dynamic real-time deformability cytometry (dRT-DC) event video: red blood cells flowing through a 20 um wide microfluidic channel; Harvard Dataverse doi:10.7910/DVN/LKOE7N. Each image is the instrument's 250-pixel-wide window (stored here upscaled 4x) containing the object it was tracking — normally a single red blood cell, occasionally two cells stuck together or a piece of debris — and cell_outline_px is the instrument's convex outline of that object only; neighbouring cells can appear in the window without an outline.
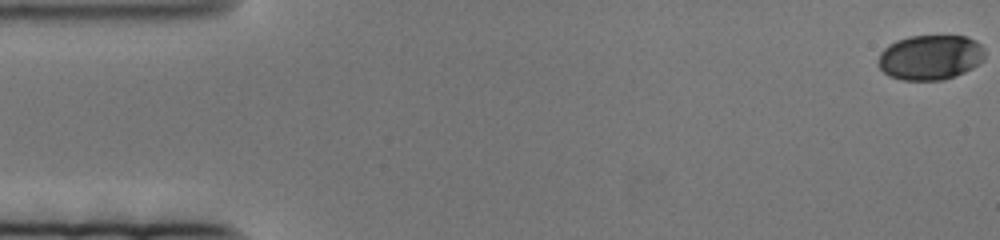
{"species": "human", "species_latin": "Homo sapiens", "temperature_condition": "cold", "stored_images_in_passage": 82, "camera_frame_rate_fps": 3000, "um_per_image_px": 0.085, "donor": {"sex": "female"}, "frame": {"image": 1, "passage_image": 1, "time_ms": 0.0, "image_size_px": [1000, 240], "cell_outline_px": [[984, 60], [972, 68], [956, 76], [944, 80], [900, 80], [888, 76], [880, 68], [880, 52], [888, 44], [896, 40], [908, 36], [968, 36], [976, 40], [984, 48]], "centroid_in_image_um": [79.09, 4.87], "position_along_channel_um": 5.9, "area_um2": 28.15}}
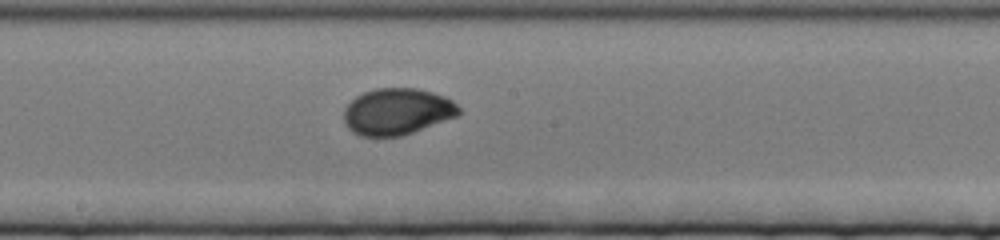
{"frame": {"image": 2, "passage_image": 43, "time_ms": 14.0, "image_size_px": [1000, 240], "cell_outline_px": [[460, 116], [400, 136], [360, 136], [352, 132], [344, 124], [344, 108], [356, 96], [364, 92], [376, 88], [416, 88], [432, 92], [444, 96], [452, 100], [460, 108]], "centroid_in_image_um": [33.76, 9.48], "position_along_channel_um": 214.4, "area_um2": 31.33}}
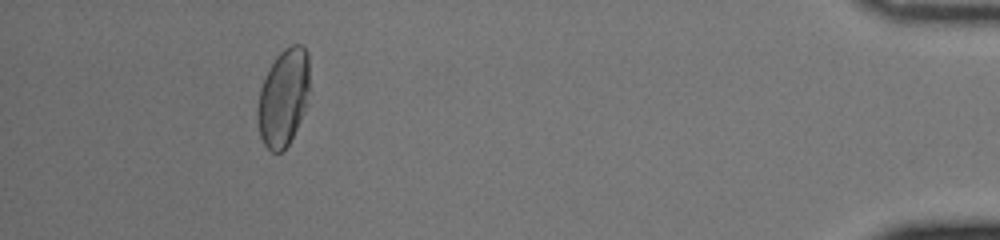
{"frame": {"image": 3, "passage_image": 75, "time_ms": 24.667, "image_size_px": [1000, 240], "cell_outline_px": [[308, 104], [288, 144], [280, 152], [272, 152], [264, 144], [260, 136], [256, 116], [256, 108], [260, 88], [268, 68], [276, 56], [284, 48], [292, 44], [300, 44], [308, 52]], "centroid_in_image_um": [24.07, 8.27], "position_along_channel_um": 411.1, "area_um2": 29.59}}